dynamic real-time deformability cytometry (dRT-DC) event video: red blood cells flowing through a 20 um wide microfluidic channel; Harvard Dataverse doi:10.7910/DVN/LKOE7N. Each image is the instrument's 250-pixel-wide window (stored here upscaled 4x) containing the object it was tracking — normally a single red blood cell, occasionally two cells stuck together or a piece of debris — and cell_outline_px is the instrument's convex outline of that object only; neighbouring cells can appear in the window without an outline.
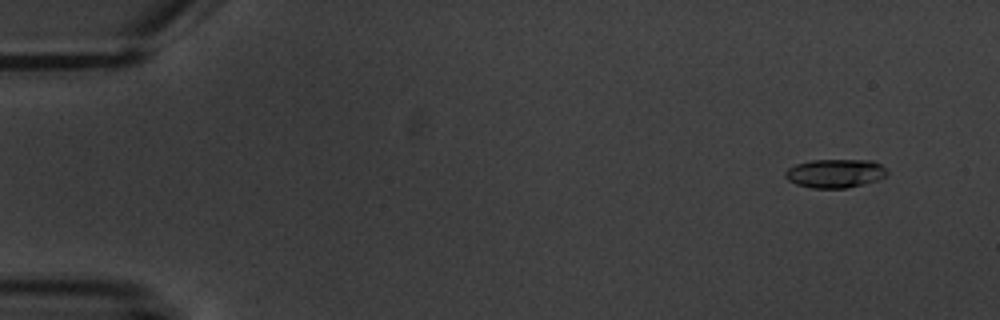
{"species": "common noctule bat (a hibernating species)", "species_latin": "Nyctalus noctula", "temperature_condition": "warm", "stored_images_in_passage": 5, "camera_frame_rate_fps": 3000, "um_per_image_px": 0.085, "animal": {"sex": "male", "body_mass_g": 20.1, "forearm_length_mm": 53.5}, "frame": {"image": 1, "passage_image": 2, "time_ms": 1.333, "image_size_px": [1000, 320], "cell_outline_px": [[888, 172], [884, 176], [876, 180], [864, 184], [848, 188], [812, 188], [796, 184], [788, 180], [784, 176], [784, 172], [788, 168], [796, 164], [812, 160], [872, 160], [888, 168]], "centroid_in_image_um": [70.99, 14.73], "position_along_channel_um": 14.0, "area_um2": 17.11}}
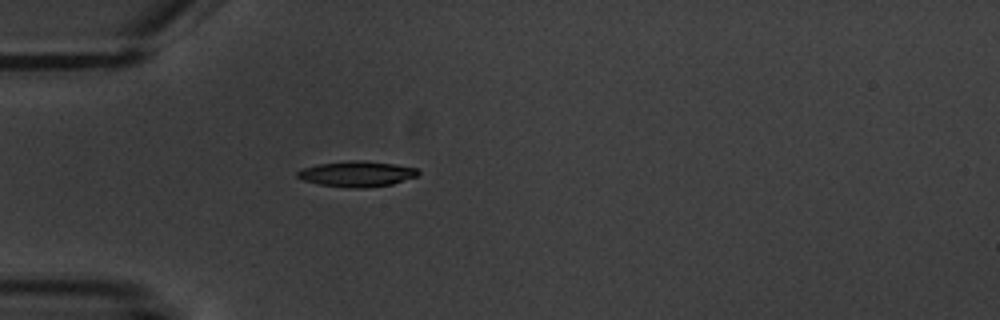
{"frame": {"image": 2, "passage_image": 5, "time_ms": 5.667, "image_size_px": [1000, 320], "cell_outline_px": [[420, 172], [416, 176], [392, 184], [364, 188], [348, 188], [320, 184], [304, 180], [296, 176], [296, 172], [300, 168], [316, 164], [352, 160], [364, 160], [392, 164], [416, 168]], "centroid_in_image_um": [30.28, 14.77], "position_along_channel_um": 54.7, "area_um2": 17.98}}